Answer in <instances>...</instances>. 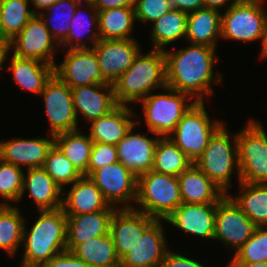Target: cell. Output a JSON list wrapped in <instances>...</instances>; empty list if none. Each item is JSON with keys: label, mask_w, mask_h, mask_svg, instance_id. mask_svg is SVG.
Masks as SVG:
<instances>
[{"label": "cell", "mask_w": 267, "mask_h": 267, "mask_svg": "<svg viewBox=\"0 0 267 267\" xmlns=\"http://www.w3.org/2000/svg\"><path fill=\"white\" fill-rule=\"evenodd\" d=\"M188 45L179 50L173 46L172 50H164L167 87L188 94L195 102H205L206 98L208 102L215 92L214 85H224V73L214 72L220 60L217 49L206 45Z\"/></svg>", "instance_id": "1"}, {"label": "cell", "mask_w": 267, "mask_h": 267, "mask_svg": "<svg viewBox=\"0 0 267 267\" xmlns=\"http://www.w3.org/2000/svg\"><path fill=\"white\" fill-rule=\"evenodd\" d=\"M36 211L39 216L31 227L25 219L23 256L19 266L41 267L54 256L66 251L67 216L63 208Z\"/></svg>", "instance_id": "2"}, {"label": "cell", "mask_w": 267, "mask_h": 267, "mask_svg": "<svg viewBox=\"0 0 267 267\" xmlns=\"http://www.w3.org/2000/svg\"><path fill=\"white\" fill-rule=\"evenodd\" d=\"M142 50L132 65L114 82L117 104L135 105L155 90L167 86L166 60L163 50Z\"/></svg>", "instance_id": "3"}, {"label": "cell", "mask_w": 267, "mask_h": 267, "mask_svg": "<svg viewBox=\"0 0 267 267\" xmlns=\"http://www.w3.org/2000/svg\"><path fill=\"white\" fill-rule=\"evenodd\" d=\"M224 122L211 136L202 155L194 163L225 194H229L236 175V184L241 182L238 166L237 132L230 133ZM231 134V135H230ZM232 185V186H231Z\"/></svg>", "instance_id": "4"}, {"label": "cell", "mask_w": 267, "mask_h": 267, "mask_svg": "<svg viewBox=\"0 0 267 267\" xmlns=\"http://www.w3.org/2000/svg\"><path fill=\"white\" fill-rule=\"evenodd\" d=\"M163 90V91H162ZM152 92L137 105H141L144 118H135L136 124L146 125L147 133H154L160 137H169L175 130L183 115L193 106L195 101L185 93L178 92L169 87ZM144 119V120H141Z\"/></svg>", "instance_id": "5"}, {"label": "cell", "mask_w": 267, "mask_h": 267, "mask_svg": "<svg viewBox=\"0 0 267 267\" xmlns=\"http://www.w3.org/2000/svg\"><path fill=\"white\" fill-rule=\"evenodd\" d=\"M182 203L176 176L153 170L138 176L134 209L155 219L165 220Z\"/></svg>", "instance_id": "6"}, {"label": "cell", "mask_w": 267, "mask_h": 267, "mask_svg": "<svg viewBox=\"0 0 267 267\" xmlns=\"http://www.w3.org/2000/svg\"><path fill=\"white\" fill-rule=\"evenodd\" d=\"M237 131V153L240 180L245 183H267V131L260 119L247 120Z\"/></svg>", "instance_id": "7"}, {"label": "cell", "mask_w": 267, "mask_h": 267, "mask_svg": "<svg viewBox=\"0 0 267 267\" xmlns=\"http://www.w3.org/2000/svg\"><path fill=\"white\" fill-rule=\"evenodd\" d=\"M205 106H208L205 102H195L168 137L193 164L202 155L211 136L224 123L218 118L211 119Z\"/></svg>", "instance_id": "8"}, {"label": "cell", "mask_w": 267, "mask_h": 267, "mask_svg": "<svg viewBox=\"0 0 267 267\" xmlns=\"http://www.w3.org/2000/svg\"><path fill=\"white\" fill-rule=\"evenodd\" d=\"M267 0H238L221 13V39L261 43Z\"/></svg>", "instance_id": "9"}, {"label": "cell", "mask_w": 267, "mask_h": 267, "mask_svg": "<svg viewBox=\"0 0 267 267\" xmlns=\"http://www.w3.org/2000/svg\"><path fill=\"white\" fill-rule=\"evenodd\" d=\"M255 228L228 194L217 202L213 242L218 241V246L221 243L226 252L233 255L253 235Z\"/></svg>", "instance_id": "10"}, {"label": "cell", "mask_w": 267, "mask_h": 267, "mask_svg": "<svg viewBox=\"0 0 267 267\" xmlns=\"http://www.w3.org/2000/svg\"><path fill=\"white\" fill-rule=\"evenodd\" d=\"M43 98L44 113L51 135L71 132L80 129L74 111L71 88L60 80L55 74L46 83L39 95Z\"/></svg>", "instance_id": "11"}, {"label": "cell", "mask_w": 267, "mask_h": 267, "mask_svg": "<svg viewBox=\"0 0 267 267\" xmlns=\"http://www.w3.org/2000/svg\"><path fill=\"white\" fill-rule=\"evenodd\" d=\"M8 50L18 57L55 66V55L59 53L60 47L51 36L43 19L36 13L21 32L10 40Z\"/></svg>", "instance_id": "12"}, {"label": "cell", "mask_w": 267, "mask_h": 267, "mask_svg": "<svg viewBox=\"0 0 267 267\" xmlns=\"http://www.w3.org/2000/svg\"><path fill=\"white\" fill-rule=\"evenodd\" d=\"M89 177L109 205L117 209L134 207L138 177L119 161L95 170Z\"/></svg>", "instance_id": "13"}, {"label": "cell", "mask_w": 267, "mask_h": 267, "mask_svg": "<svg viewBox=\"0 0 267 267\" xmlns=\"http://www.w3.org/2000/svg\"><path fill=\"white\" fill-rule=\"evenodd\" d=\"M65 52L60 64H55L54 74L70 88L107 83L99 70L95 51L91 49H60Z\"/></svg>", "instance_id": "14"}, {"label": "cell", "mask_w": 267, "mask_h": 267, "mask_svg": "<svg viewBox=\"0 0 267 267\" xmlns=\"http://www.w3.org/2000/svg\"><path fill=\"white\" fill-rule=\"evenodd\" d=\"M163 223L166 220L155 219L144 230L142 237L120 259V267H160L170 249Z\"/></svg>", "instance_id": "15"}, {"label": "cell", "mask_w": 267, "mask_h": 267, "mask_svg": "<svg viewBox=\"0 0 267 267\" xmlns=\"http://www.w3.org/2000/svg\"><path fill=\"white\" fill-rule=\"evenodd\" d=\"M137 39L104 40L100 39L94 46L102 78L110 84L132 65L142 46ZM141 47V48H140Z\"/></svg>", "instance_id": "16"}, {"label": "cell", "mask_w": 267, "mask_h": 267, "mask_svg": "<svg viewBox=\"0 0 267 267\" xmlns=\"http://www.w3.org/2000/svg\"><path fill=\"white\" fill-rule=\"evenodd\" d=\"M217 203H181L165 220L185 236L206 241L214 239Z\"/></svg>", "instance_id": "17"}, {"label": "cell", "mask_w": 267, "mask_h": 267, "mask_svg": "<svg viewBox=\"0 0 267 267\" xmlns=\"http://www.w3.org/2000/svg\"><path fill=\"white\" fill-rule=\"evenodd\" d=\"M33 138L13 137L0 141V159L21 169L43 167L45 159L54 145V135Z\"/></svg>", "instance_id": "18"}, {"label": "cell", "mask_w": 267, "mask_h": 267, "mask_svg": "<svg viewBox=\"0 0 267 267\" xmlns=\"http://www.w3.org/2000/svg\"><path fill=\"white\" fill-rule=\"evenodd\" d=\"M133 126L126 136L116 145L119 162L137 177L152 170L157 141L160 136L151 132H137Z\"/></svg>", "instance_id": "19"}, {"label": "cell", "mask_w": 267, "mask_h": 267, "mask_svg": "<svg viewBox=\"0 0 267 267\" xmlns=\"http://www.w3.org/2000/svg\"><path fill=\"white\" fill-rule=\"evenodd\" d=\"M71 94L78 122L82 123L79 119H83L86 125L108 114L118 105L113 84L110 83L78 86L71 88Z\"/></svg>", "instance_id": "20"}, {"label": "cell", "mask_w": 267, "mask_h": 267, "mask_svg": "<svg viewBox=\"0 0 267 267\" xmlns=\"http://www.w3.org/2000/svg\"><path fill=\"white\" fill-rule=\"evenodd\" d=\"M155 220L134 208L116 209L110 222L109 233L115 251L121 259L142 237L144 230Z\"/></svg>", "instance_id": "21"}, {"label": "cell", "mask_w": 267, "mask_h": 267, "mask_svg": "<svg viewBox=\"0 0 267 267\" xmlns=\"http://www.w3.org/2000/svg\"><path fill=\"white\" fill-rule=\"evenodd\" d=\"M131 105L118 104L108 114L91 121L88 125V134L93 142L117 145L136 125L134 118L140 117Z\"/></svg>", "instance_id": "22"}, {"label": "cell", "mask_w": 267, "mask_h": 267, "mask_svg": "<svg viewBox=\"0 0 267 267\" xmlns=\"http://www.w3.org/2000/svg\"><path fill=\"white\" fill-rule=\"evenodd\" d=\"M10 57V58H9ZM12 74V81L27 92L39 96L46 83L54 75V66L44 64L38 60L18 57L10 52L6 53L4 69Z\"/></svg>", "instance_id": "23"}, {"label": "cell", "mask_w": 267, "mask_h": 267, "mask_svg": "<svg viewBox=\"0 0 267 267\" xmlns=\"http://www.w3.org/2000/svg\"><path fill=\"white\" fill-rule=\"evenodd\" d=\"M26 191L27 197L31 198L32 204L37 207L35 210H55L62 207L63 189L42 167L24 170L19 202H22Z\"/></svg>", "instance_id": "24"}, {"label": "cell", "mask_w": 267, "mask_h": 267, "mask_svg": "<svg viewBox=\"0 0 267 267\" xmlns=\"http://www.w3.org/2000/svg\"><path fill=\"white\" fill-rule=\"evenodd\" d=\"M63 190L62 208L66 215L93 213L104 209H117L103 197L102 192L88 176L76 180Z\"/></svg>", "instance_id": "25"}, {"label": "cell", "mask_w": 267, "mask_h": 267, "mask_svg": "<svg viewBox=\"0 0 267 267\" xmlns=\"http://www.w3.org/2000/svg\"><path fill=\"white\" fill-rule=\"evenodd\" d=\"M99 40L98 10L92 2H80L72 16L69 34L59 47L91 49Z\"/></svg>", "instance_id": "26"}, {"label": "cell", "mask_w": 267, "mask_h": 267, "mask_svg": "<svg viewBox=\"0 0 267 267\" xmlns=\"http://www.w3.org/2000/svg\"><path fill=\"white\" fill-rule=\"evenodd\" d=\"M116 209H104L93 213L66 215V251L78 244L109 233L111 218Z\"/></svg>", "instance_id": "27"}, {"label": "cell", "mask_w": 267, "mask_h": 267, "mask_svg": "<svg viewBox=\"0 0 267 267\" xmlns=\"http://www.w3.org/2000/svg\"><path fill=\"white\" fill-rule=\"evenodd\" d=\"M182 203H217L225 193L195 164L178 177Z\"/></svg>", "instance_id": "28"}, {"label": "cell", "mask_w": 267, "mask_h": 267, "mask_svg": "<svg viewBox=\"0 0 267 267\" xmlns=\"http://www.w3.org/2000/svg\"><path fill=\"white\" fill-rule=\"evenodd\" d=\"M221 13L205 7L188 13L185 43L187 41L217 49V42L221 40Z\"/></svg>", "instance_id": "29"}, {"label": "cell", "mask_w": 267, "mask_h": 267, "mask_svg": "<svg viewBox=\"0 0 267 267\" xmlns=\"http://www.w3.org/2000/svg\"><path fill=\"white\" fill-rule=\"evenodd\" d=\"M188 13L171 8L149 27L151 49L166 50L168 45L185 41ZM175 42V43H173ZM167 47V48H166Z\"/></svg>", "instance_id": "30"}, {"label": "cell", "mask_w": 267, "mask_h": 267, "mask_svg": "<svg viewBox=\"0 0 267 267\" xmlns=\"http://www.w3.org/2000/svg\"><path fill=\"white\" fill-rule=\"evenodd\" d=\"M134 6H126L98 11L99 38L104 40L135 39L136 29Z\"/></svg>", "instance_id": "31"}, {"label": "cell", "mask_w": 267, "mask_h": 267, "mask_svg": "<svg viewBox=\"0 0 267 267\" xmlns=\"http://www.w3.org/2000/svg\"><path fill=\"white\" fill-rule=\"evenodd\" d=\"M238 194L228 195L256 227H267V183L237 184Z\"/></svg>", "instance_id": "32"}, {"label": "cell", "mask_w": 267, "mask_h": 267, "mask_svg": "<svg viewBox=\"0 0 267 267\" xmlns=\"http://www.w3.org/2000/svg\"><path fill=\"white\" fill-rule=\"evenodd\" d=\"M54 144L84 176H88V164L93 147L89 134L80 129L54 136Z\"/></svg>", "instance_id": "33"}, {"label": "cell", "mask_w": 267, "mask_h": 267, "mask_svg": "<svg viewBox=\"0 0 267 267\" xmlns=\"http://www.w3.org/2000/svg\"><path fill=\"white\" fill-rule=\"evenodd\" d=\"M20 207V205L0 207V249L5 251L7 257L14 258L22 247L26 217L21 213Z\"/></svg>", "instance_id": "34"}, {"label": "cell", "mask_w": 267, "mask_h": 267, "mask_svg": "<svg viewBox=\"0 0 267 267\" xmlns=\"http://www.w3.org/2000/svg\"><path fill=\"white\" fill-rule=\"evenodd\" d=\"M71 252L90 267H120L110 233L80 243Z\"/></svg>", "instance_id": "35"}, {"label": "cell", "mask_w": 267, "mask_h": 267, "mask_svg": "<svg viewBox=\"0 0 267 267\" xmlns=\"http://www.w3.org/2000/svg\"><path fill=\"white\" fill-rule=\"evenodd\" d=\"M192 164V161L168 137L159 138L153 159V171L178 177Z\"/></svg>", "instance_id": "36"}, {"label": "cell", "mask_w": 267, "mask_h": 267, "mask_svg": "<svg viewBox=\"0 0 267 267\" xmlns=\"http://www.w3.org/2000/svg\"><path fill=\"white\" fill-rule=\"evenodd\" d=\"M80 2V0H57L45 10L38 13L58 45L69 34L72 16Z\"/></svg>", "instance_id": "37"}, {"label": "cell", "mask_w": 267, "mask_h": 267, "mask_svg": "<svg viewBox=\"0 0 267 267\" xmlns=\"http://www.w3.org/2000/svg\"><path fill=\"white\" fill-rule=\"evenodd\" d=\"M29 0H0V22L4 35L12 40L36 14Z\"/></svg>", "instance_id": "38"}, {"label": "cell", "mask_w": 267, "mask_h": 267, "mask_svg": "<svg viewBox=\"0 0 267 267\" xmlns=\"http://www.w3.org/2000/svg\"><path fill=\"white\" fill-rule=\"evenodd\" d=\"M42 168L63 190L83 176L55 144Z\"/></svg>", "instance_id": "39"}, {"label": "cell", "mask_w": 267, "mask_h": 267, "mask_svg": "<svg viewBox=\"0 0 267 267\" xmlns=\"http://www.w3.org/2000/svg\"><path fill=\"white\" fill-rule=\"evenodd\" d=\"M231 258L228 264L267 262V227H256L253 235Z\"/></svg>", "instance_id": "40"}, {"label": "cell", "mask_w": 267, "mask_h": 267, "mask_svg": "<svg viewBox=\"0 0 267 267\" xmlns=\"http://www.w3.org/2000/svg\"><path fill=\"white\" fill-rule=\"evenodd\" d=\"M24 170L0 159V203L19 205L23 189ZM10 202V203H9Z\"/></svg>", "instance_id": "41"}, {"label": "cell", "mask_w": 267, "mask_h": 267, "mask_svg": "<svg viewBox=\"0 0 267 267\" xmlns=\"http://www.w3.org/2000/svg\"><path fill=\"white\" fill-rule=\"evenodd\" d=\"M171 0H134L137 23L150 25L171 10ZM146 23V24H145Z\"/></svg>", "instance_id": "42"}, {"label": "cell", "mask_w": 267, "mask_h": 267, "mask_svg": "<svg viewBox=\"0 0 267 267\" xmlns=\"http://www.w3.org/2000/svg\"><path fill=\"white\" fill-rule=\"evenodd\" d=\"M117 147L114 144L93 142L88 164V177L95 171L107 165L118 162Z\"/></svg>", "instance_id": "43"}, {"label": "cell", "mask_w": 267, "mask_h": 267, "mask_svg": "<svg viewBox=\"0 0 267 267\" xmlns=\"http://www.w3.org/2000/svg\"><path fill=\"white\" fill-rule=\"evenodd\" d=\"M188 255V253L185 255V253H178L170 248L165 254L160 267H208V263L206 265L202 260L196 259V257L192 258L194 255L191 257H188Z\"/></svg>", "instance_id": "44"}, {"label": "cell", "mask_w": 267, "mask_h": 267, "mask_svg": "<svg viewBox=\"0 0 267 267\" xmlns=\"http://www.w3.org/2000/svg\"><path fill=\"white\" fill-rule=\"evenodd\" d=\"M41 267H90V266L84 260L76 257L72 252L64 251L51 258Z\"/></svg>", "instance_id": "45"}, {"label": "cell", "mask_w": 267, "mask_h": 267, "mask_svg": "<svg viewBox=\"0 0 267 267\" xmlns=\"http://www.w3.org/2000/svg\"><path fill=\"white\" fill-rule=\"evenodd\" d=\"M172 8L185 13L194 12L204 7L203 0H171Z\"/></svg>", "instance_id": "46"}, {"label": "cell", "mask_w": 267, "mask_h": 267, "mask_svg": "<svg viewBox=\"0 0 267 267\" xmlns=\"http://www.w3.org/2000/svg\"><path fill=\"white\" fill-rule=\"evenodd\" d=\"M94 7L98 10L134 6V0H94L92 2Z\"/></svg>", "instance_id": "47"}, {"label": "cell", "mask_w": 267, "mask_h": 267, "mask_svg": "<svg viewBox=\"0 0 267 267\" xmlns=\"http://www.w3.org/2000/svg\"><path fill=\"white\" fill-rule=\"evenodd\" d=\"M237 1L238 0H203V3H204L205 8L216 9V10L223 12L227 10L232 4L236 3Z\"/></svg>", "instance_id": "48"}, {"label": "cell", "mask_w": 267, "mask_h": 267, "mask_svg": "<svg viewBox=\"0 0 267 267\" xmlns=\"http://www.w3.org/2000/svg\"><path fill=\"white\" fill-rule=\"evenodd\" d=\"M267 7V6H266ZM261 49L258 56L261 60H267V8H266V14L264 17V29H263V36L261 40Z\"/></svg>", "instance_id": "49"}, {"label": "cell", "mask_w": 267, "mask_h": 267, "mask_svg": "<svg viewBox=\"0 0 267 267\" xmlns=\"http://www.w3.org/2000/svg\"><path fill=\"white\" fill-rule=\"evenodd\" d=\"M31 6L35 13H39L42 10H45L47 7L55 3L57 0H29Z\"/></svg>", "instance_id": "50"}, {"label": "cell", "mask_w": 267, "mask_h": 267, "mask_svg": "<svg viewBox=\"0 0 267 267\" xmlns=\"http://www.w3.org/2000/svg\"><path fill=\"white\" fill-rule=\"evenodd\" d=\"M9 45H0V73L4 71V60L8 52ZM2 69V70H1Z\"/></svg>", "instance_id": "51"}, {"label": "cell", "mask_w": 267, "mask_h": 267, "mask_svg": "<svg viewBox=\"0 0 267 267\" xmlns=\"http://www.w3.org/2000/svg\"><path fill=\"white\" fill-rule=\"evenodd\" d=\"M225 267H267V262H256L253 264H228Z\"/></svg>", "instance_id": "52"}, {"label": "cell", "mask_w": 267, "mask_h": 267, "mask_svg": "<svg viewBox=\"0 0 267 267\" xmlns=\"http://www.w3.org/2000/svg\"><path fill=\"white\" fill-rule=\"evenodd\" d=\"M0 45H10V40L4 35L0 22Z\"/></svg>", "instance_id": "53"}, {"label": "cell", "mask_w": 267, "mask_h": 267, "mask_svg": "<svg viewBox=\"0 0 267 267\" xmlns=\"http://www.w3.org/2000/svg\"><path fill=\"white\" fill-rule=\"evenodd\" d=\"M81 2H93L94 0H80Z\"/></svg>", "instance_id": "54"}]
</instances>
